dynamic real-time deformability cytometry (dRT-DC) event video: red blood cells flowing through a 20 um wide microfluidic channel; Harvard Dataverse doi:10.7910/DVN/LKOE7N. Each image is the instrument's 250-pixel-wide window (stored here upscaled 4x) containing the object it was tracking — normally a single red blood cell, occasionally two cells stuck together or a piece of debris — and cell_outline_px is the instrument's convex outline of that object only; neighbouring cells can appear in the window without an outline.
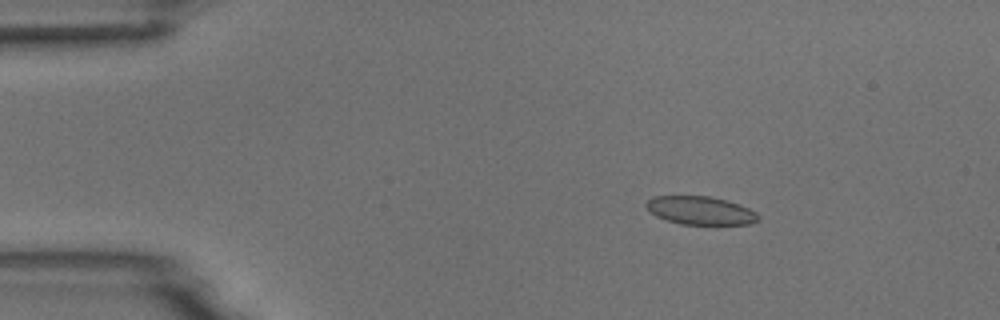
{"species": "common noctule bat (a hibernating species)", "species_latin": "Nyctalus noctula", "temperature_condition": "room temperature", "stored_images_in_passage": 5, "camera_frame_rate_fps": 3000, "um_per_image_px": 0.085, "animal": {"sex": "male", "body_mass_g": 18.8}, "frame": {"image": 1, "passage_image": 3, "time_ms": 0.667, "image_size_px": [1000, 320], "cell_outline_px": [[760, 220], [752, 224], [680, 224], [656, 216], [644, 204], [652, 196], [708, 196], [724, 200], [748, 208], [756, 212], [760, 216]], "centroid_in_image_um": [59.55, 17.9], "position_along_channel_um": 25.5, "area_um2": 18.26}}